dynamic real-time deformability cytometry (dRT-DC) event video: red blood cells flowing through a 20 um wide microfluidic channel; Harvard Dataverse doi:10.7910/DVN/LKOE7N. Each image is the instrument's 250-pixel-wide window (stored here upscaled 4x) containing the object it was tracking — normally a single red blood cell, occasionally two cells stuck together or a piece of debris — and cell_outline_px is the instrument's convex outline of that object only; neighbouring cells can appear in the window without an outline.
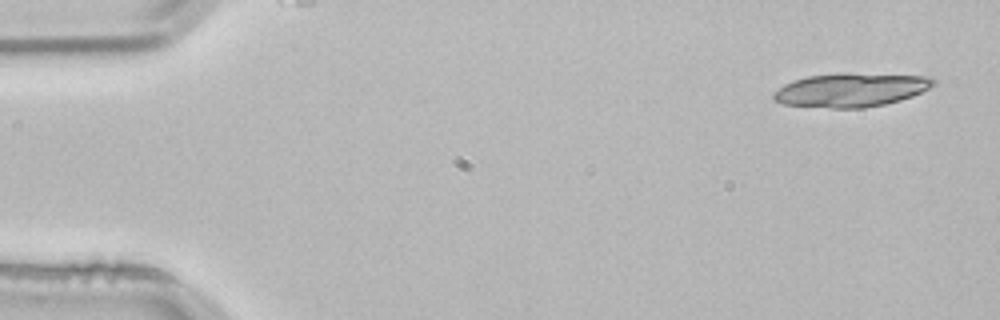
{"species": "common noctule bat (a hibernating species)", "species_latin": "Nyctalus noctula", "temperature_condition": "room temperature", "stored_images_in_passage": 3, "camera_frame_rate_fps": 3000, "um_per_image_px": 0.085, "animal": {"sex": "male", "body_mass_g": 21.5, "forearm_length_mm": 52.0}, "frame": {"image": 1, "passage_image": 1, "time_ms": 0.0, "image_size_px": [1000, 320], "cell_outline_px": [[936, 84], [912, 96], [900, 100], [884, 104], [864, 108], [832, 108], [784, 104], [772, 100], [772, 92], [784, 84], [808, 76], [836, 72], [932, 76], [936, 80]], "centroid_in_image_um": [72.33, 7.63], "position_along_channel_um": 12.7, "area_um2": 31.73}}